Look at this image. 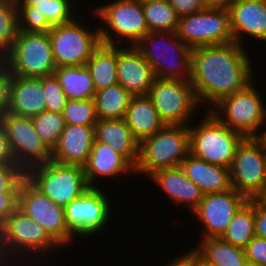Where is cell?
Returning a JSON list of instances; mask_svg holds the SVG:
<instances>
[{
	"instance_id": "obj_54",
	"label": "cell",
	"mask_w": 266,
	"mask_h": 266,
	"mask_svg": "<svg viewBox=\"0 0 266 266\" xmlns=\"http://www.w3.org/2000/svg\"><path fill=\"white\" fill-rule=\"evenodd\" d=\"M141 3L150 2V1H167V0H138Z\"/></svg>"
},
{
	"instance_id": "obj_38",
	"label": "cell",
	"mask_w": 266,
	"mask_h": 266,
	"mask_svg": "<svg viewBox=\"0 0 266 266\" xmlns=\"http://www.w3.org/2000/svg\"><path fill=\"white\" fill-rule=\"evenodd\" d=\"M46 111L63 113L68 102L56 76L42 77Z\"/></svg>"
},
{
	"instance_id": "obj_40",
	"label": "cell",
	"mask_w": 266,
	"mask_h": 266,
	"mask_svg": "<svg viewBox=\"0 0 266 266\" xmlns=\"http://www.w3.org/2000/svg\"><path fill=\"white\" fill-rule=\"evenodd\" d=\"M244 249L248 265L266 266V239L254 236Z\"/></svg>"
},
{
	"instance_id": "obj_43",
	"label": "cell",
	"mask_w": 266,
	"mask_h": 266,
	"mask_svg": "<svg viewBox=\"0 0 266 266\" xmlns=\"http://www.w3.org/2000/svg\"><path fill=\"white\" fill-rule=\"evenodd\" d=\"M10 73L3 66L0 69V120L8 113Z\"/></svg>"
},
{
	"instance_id": "obj_5",
	"label": "cell",
	"mask_w": 266,
	"mask_h": 266,
	"mask_svg": "<svg viewBox=\"0 0 266 266\" xmlns=\"http://www.w3.org/2000/svg\"><path fill=\"white\" fill-rule=\"evenodd\" d=\"M189 154L188 126L165 125L140 142L135 174L148 176L158 169L178 167Z\"/></svg>"
},
{
	"instance_id": "obj_39",
	"label": "cell",
	"mask_w": 266,
	"mask_h": 266,
	"mask_svg": "<svg viewBox=\"0 0 266 266\" xmlns=\"http://www.w3.org/2000/svg\"><path fill=\"white\" fill-rule=\"evenodd\" d=\"M26 172L18 165H0V189H19Z\"/></svg>"
},
{
	"instance_id": "obj_34",
	"label": "cell",
	"mask_w": 266,
	"mask_h": 266,
	"mask_svg": "<svg viewBox=\"0 0 266 266\" xmlns=\"http://www.w3.org/2000/svg\"><path fill=\"white\" fill-rule=\"evenodd\" d=\"M31 119L37 134L52 150L57 145L65 127L63 115L45 110Z\"/></svg>"
},
{
	"instance_id": "obj_33",
	"label": "cell",
	"mask_w": 266,
	"mask_h": 266,
	"mask_svg": "<svg viewBox=\"0 0 266 266\" xmlns=\"http://www.w3.org/2000/svg\"><path fill=\"white\" fill-rule=\"evenodd\" d=\"M74 2V0H25L16 6H33L34 11L43 13L54 26L69 23L80 15Z\"/></svg>"
},
{
	"instance_id": "obj_15",
	"label": "cell",
	"mask_w": 266,
	"mask_h": 266,
	"mask_svg": "<svg viewBox=\"0 0 266 266\" xmlns=\"http://www.w3.org/2000/svg\"><path fill=\"white\" fill-rule=\"evenodd\" d=\"M0 124L6 131L16 164L25 172L52 160V150L37 134L30 117L7 113Z\"/></svg>"
},
{
	"instance_id": "obj_28",
	"label": "cell",
	"mask_w": 266,
	"mask_h": 266,
	"mask_svg": "<svg viewBox=\"0 0 266 266\" xmlns=\"http://www.w3.org/2000/svg\"><path fill=\"white\" fill-rule=\"evenodd\" d=\"M54 75L68 100H87L95 97L92 77L85 65L56 67Z\"/></svg>"
},
{
	"instance_id": "obj_47",
	"label": "cell",
	"mask_w": 266,
	"mask_h": 266,
	"mask_svg": "<svg viewBox=\"0 0 266 266\" xmlns=\"http://www.w3.org/2000/svg\"><path fill=\"white\" fill-rule=\"evenodd\" d=\"M237 0H204L206 8L228 10Z\"/></svg>"
},
{
	"instance_id": "obj_31",
	"label": "cell",
	"mask_w": 266,
	"mask_h": 266,
	"mask_svg": "<svg viewBox=\"0 0 266 266\" xmlns=\"http://www.w3.org/2000/svg\"><path fill=\"white\" fill-rule=\"evenodd\" d=\"M254 236V199H249L234 215L221 238L234 246L245 248Z\"/></svg>"
},
{
	"instance_id": "obj_17",
	"label": "cell",
	"mask_w": 266,
	"mask_h": 266,
	"mask_svg": "<svg viewBox=\"0 0 266 266\" xmlns=\"http://www.w3.org/2000/svg\"><path fill=\"white\" fill-rule=\"evenodd\" d=\"M249 199L233 188L220 193L204 194L192 211L203 230L201 238H219L227 230L234 215Z\"/></svg>"
},
{
	"instance_id": "obj_23",
	"label": "cell",
	"mask_w": 266,
	"mask_h": 266,
	"mask_svg": "<svg viewBox=\"0 0 266 266\" xmlns=\"http://www.w3.org/2000/svg\"><path fill=\"white\" fill-rule=\"evenodd\" d=\"M42 78H25L10 74L8 113L34 117L46 110Z\"/></svg>"
},
{
	"instance_id": "obj_14",
	"label": "cell",
	"mask_w": 266,
	"mask_h": 266,
	"mask_svg": "<svg viewBox=\"0 0 266 266\" xmlns=\"http://www.w3.org/2000/svg\"><path fill=\"white\" fill-rule=\"evenodd\" d=\"M176 35L191 49L234 42L228 10L204 8L179 19Z\"/></svg>"
},
{
	"instance_id": "obj_18",
	"label": "cell",
	"mask_w": 266,
	"mask_h": 266,
	"mask_svg": "<svg viewBox=\"0 0 266 266\" xmlns=\"http://www.w3.org/2000/svg\"><path fill=\"white\" fill-rule=\"evenodd\" d=\"M155 80L150 64L135 46H117V83L132 96H146Z\"/></svg>"
},
{
	"instance_id": "obj_48",
	"label": "cell",
	"mask_w": 266,
	"mask_h": 266,
	"mask_svg": "<svg viewBox=\"0 0 266 266\" xmlns=\"http://www.w3.org/2000/svg\"><path fill=\"white\" fill-rule=\"evenodd\" d=\"M192 266H215L207 263L203 258H201L196 251L192 248Z\"/></svg>"
},
{
	"instance_id": "obj_37",
	"label": "cell",
	"mask_w": 266,
	"mask_h": 266,
	"mask_svg": "<svg viewBox=\"0 0 266 266\" xmlns=\"http://www.w3.org/2000/svg\"><path fill=\"white\" fill-rule=\"evenodd\" d=\"M17 12L20 31L46 33L53 27L43 13L34 11L33 6H17Z\"/></svg>"
},
{
	"instance_id": "obj_52",
	"label": "cell",
	"mask_w": 266,
	"mask_h": 266,
	"mask_svg": "<svg viewBox=\"0 0 266 266\" xmlns=\"http://www.w3.org/2000/svg\"><path fill=\"white\" fill-rule=\"evenodd\" d=\"M6 261L7 259L5 258L1 248V236H0V266H2Z\"/></svg>"
},
{
	"instance_id": "obj_30",
	"label": "cell",
	"mask_w": 266,
	"mask_h": 266,
	"mask_svg": "<svg viewBox=\"0 0 266 266\" xmlns=\"http://www.w3.org/2000/svg\"><path fill=\"white\" fill-rule=\"evenodd\" d=\"M132 95L118 83L96 91L93 98L98 120L125 117Z\"/></svg>"
},
{
	"instance_id": "obj_41",
	"label": "cell",
	"mask_w": 266,
	"mask_h": 266,
	"mask_svg": "<svg viewBox=\"0 0 266 266\" xmlns=\"http://www.w3.org/2000/svg\"><path fill=\"white\" fill-rule=\"evenodd\" d=\"M19 189H0V226L18 208Z\"/></svg>"
},
{
	"instance_id": "obj_21",
	"label": "cell",
	"mask_w": 266,
	"mask_h": 266,
	"mask_svg": "<svg viewBox=\"0 0 266 266\" xmlns=\"http://www.w3.org/2000/svg\"><path fill=\"white\" fill-rule=\"evenodd\" d=\"M94 127L65 124L57 145L52 149V160L60 164L84 166L95 140Z\"/></svg>"
},
{
	"instance_id": "obj_20",
	"label": "cell",
	"mask_w": 266,
	"mask_h": 266,
	"mask_svg": "<svg viewBox=\"0 0 266 266\" xmlns=\"http://www.w3.org/2000/svg\"><path fill=\"white\" fill-rule=\"evenodd\" d=\"M148 179L153 181L158 188L165 193L166 197L174 205L187 206L192 212L203 199V191L189 179L183 169L178 167L162 168L149 174Z\"/></svg>"
},
{
	"instance_id": "obj_22",
	"label": "cell",
	"mask_w": 266,
	"mask_h": 266,
	"mask_svg": "<svg viewBox=\"0 0 266 266\" xmlns=\"http://www.w3.org/2000/svg\"><path fill=\"white\" fill-rule=\"evenodd\" d=\"M84 170L90 187H98V179L100 182L103 181V178L110 179L130 173L135 175V168L122 155L115 152L109 145L96 139L92 145L88 161L84 165Z\"/></svg>"
},
{
	"instance_id": "obj_2",
	"label": "cell",
	"mask_w": 266,
	"mask_h": 266,
	"mask_svg": "<svg viewBox=\"0 0 266 266\" xmlns=\"http://www.w3.org/2000/svg\"><path fill=\"white\" fill-rule=\"evenodd\" d=\"M0 236L2 252L7 261H37L41 255L49 257V252L54 253L62 248L42 225L19 208L0 226Z\"/></svg>"
},
{
	"instance_id": "obj_50",
	"label": "cell",
	"mask_w": 266,
	"mask_h": 266,
	"mask_svg": "<svg viewBox=\"0 0 266 266\" xmlns=\"http://www.w3.org/2000/svg\"><path fill=\"white\" fill-rule=\"evenodd\" d=\"M254 199L266 209V186Z\"/></svg>"
},
{
	"instance_id": "obj_53",
	"label": "cell",
	"mask_w": 266,
	"mask_h": 266,
	"mask_svg": "<svg viewBox=\"0 0 266 266\" xmlns=\"http://www.w3.org/2000/svg\"><path fill=\"white\" fill-rule=\"evenodd\" d=\"M8 1H10L11 3L17 5L18 3L24 2L25 0H8Z\"/></svg>"
},
{
	"instance_id": "obj_1",
	"label": "cell",
	"mask_w": 266,
	"mask_h": 266,
	"mask_svg": "<svg viewBox=\"0 0 266 266\" xmlns=\"http://www.w3.org/2000/svg\"><path fill=\"white\" fill-rule=\"evenodd\" d=\"M245 48L230 42L192 49L190 82L199 105H207L204 111L256 79V68Z\"/></svg>"
},
{
	"instance_id": "obj_12",
	"label": "cell",
	"mask_w": 266,
	"mask_h": 266,
	"mask_svg": "<svg viewBox=\"0 0 266 266\" xmlns=\"http://www.w3.org/2000/svg\"><path fill=\"white\" fill-rule=\"evenodd\" d=\"M89 187L80 197L73 199L64 207L65 222L72 236L89 238L107 227L113 214L110 197L106 190ZM111 214V215H110ZM106 225V226H105Z\"/></svg>"
},
{
	"instance_id": "obj_27",
	"label": "cell",
	"mask_w": 266,
	"mask_h": 266,
	"mask_svg": "<svg viewBox=\"0 0 266 266\" xmlns=\"http://www.w3.org/2000/svg\"><path fill=\"white\" fill-rule=\"evenodd\" d=\"M193 249L207 263L215 266H248L245 249L234 246L221 237L201 238Z\"/></svg>"
},
{
	"instance_id": "obj_3",
	"label": "cell",
	"mask_w": 266,
	"mask_h": 266,
	"mask_svg": "<svg viewBox=\"0 0 266 266\" xmlns=\"http://www.w3.org/2000/svg\"><path fill=\"white\" fill-rule=\"evenodd\" d=\"M135 47L153 69L155 78L191 79V53L175 32H148Z\"/></svg>"
},
{
	"instance_id": "obj_9",
	"label": "cell",
	"mask_w": 266,
	"mask_h": 266,
	"mask_svg": "<svg viewBox=\"0 0 266 266\" xmlns=\"http://www.w3.org/2000/svg\"><path fill=\"white\" fill-rule=\"evenodd\" d=\"M26 179L63 208L90 187L84 166L60 164L53 160L30 168L26 172Z\"/></svg>"
},
{
	"instance_id": "obj_55",
	"label": "cell",
	"mask_w": 266,
	"mask_h": 266,
	"mask_svg": "<svg viewBox=\"0 0 266 266\" xmlns=\"http://www.w3.org/2000/svg\"><path fill=\"white\" fill-rule=\"evenodd\" d=\"M4 66L3 56L0 54V69Z\"/></svg>"
},
{
	"instance_id": "obj_25",
	"label": "cell",
	"mask_w": 266,
	"mask_h": 266,
	"mask_svg": "<svg viewBox=\"0 0 266 266\" xmlns=\"http://www.w3.org/2000/svg\"><path fill=\"white\" fill-rule=\"evenodd\" d=\"M180 167L204 194L225 192L232 188L229 168L208 163L191 153Z\"/></svg>"
},
{
	"instance_id": "obj_13",
	"label": "cell",
	"mask_w": 266,
	"mask_h": 266,
	"mask_svg": "<svg viewBox=\"0 0 266 266\" xmlns=\"http://www.w3.org/2000/svg\"><path fill=\"white\" fill-rule=\"evenodd\" d=\"M232 188L254 199L266 186V148L257 137H246L237 145L231 164Z\"/></svg>"
},
{
	"instance_id": "obj_4",
	"label": "cell",
	"mask_w": 266,
	"mask_h": 266,
	"mask_svg": "<svg viewBox=\"0 0 266 266\" xmlns=\"http://www.w3.org/2000/svg\"><path fill=\"white\" fill-rule=\"evenodd\" d=\"M94 8L90 13L104 22L99 24L102 44L135 46L149 32L138 0H115Z\"/></svg>"
},
{
	"instance_id": "obj_8",
	"label": "cell",
	"mask_w": 266,
	"mask_h": 266,
	"mask_svg": "<svg viewBox=\"0 0 266 266\" xmlns=\"http://www.w3.org/2000/svg\"><path fill=\"white\" fill-rule=\"evenodd\" d=\"M3 63L14 76L42 78L53 75L57 66L48 32L19 30L11 49L3 56Z\"/></svg>"
},
{
	"instance_id": "obj_44",
	"label": "cell",
	"mask_w": 266,
	"mask_h": 266,
	"mask_svg": "<svg viewBox=\"0 0 266 266\" xmlns=\"http://www.w3.org/2000/svg\"><path fill=\"white\" fill-rule=\"evenodd\" d=\"M0 165H17L5 129L0 124Z\"/></svg>"
},
{
	"instance_id": "obj_49",
	"label": "cell",
	"mask_w": 266,
	"mask_h": 266,
	"mask_svg": "<svg viewBox=\"0 0 266 266\" xmlns=\"http://www.w3.org/2000/svg\"><path fill=\"white\" fill-rule=\"evenodd\" d=\"M36 262V263H35ZM35 262H33V261H6L2 266H23L24 264L26 265V266H31V264L33 263V265H35L36 264V266L38 265V263H37V261H35ZM24 263V264H23ZM27 263V264H26ZM24 265V266H25Z\"/></svg>"
},
{
	"instance_id": "obj_51",
	"label": "cell",
	"mask_w": 266,
	"mask_h": 266,
	"mask_svg": "<svg viewBox=\"0 0 266 266\" xmlns=\"http://www.w3.org/2000/svg\"><path fill=\"white\" fill-rule=\"evenodd\" d=\"M263 127L264 129H262L261 134L257 138L262 142L263 146L266 148V120Z\"/></svg>"
},
{
	"instance_id": "obj_24",
	"label": "cell",
	"mask_w": 266,
	"mask_h": 266,
	"mask_svg": "<svg viewBox=\"0 0 266 266\" xmlns=\"http://www.w3.org/2000/svg\"><path fill=\"white\" fill-rule=\"evenodd\" d=\"M95 139L109 145L122 155L134 168L139 160L140 142L122 119H102L95 124Z\"/></svg>"
},
{
	"instance_id": "obj_36",
	"label": "cell",
	"mask_w": 266,
	"mask_h": 266,
	"mask_svg": "<svg viewBox=\"0 0 266 266\" xmlns=\"http://www.w3.org/2000/svg\"><path fill=\"white\" fill-rule=\"evenodd\" d=\"M62 115L65 124L95 126L98 121L93 99L68 100Z\"/></svg>"
},
{
	"instance_id": "obj_6",
	"label": "cell",
	"mask_w": 266,
	"mask_h": 266,
	"mask_svg": "<svg viewBox=\"0 0 266 266\" xmlns=\"http://www.w3.org/2000/svg\"><path fill=\"white\" fill-rule=\"evenodd\" d=\"M255 80L245 88L222 98L209 111L231 130L244 138L258 137L266 120V104L255 89Z\"/></svg>"
},
{
	"instance_id": "obj_19",
	"label": "cell",
	"mask_w": 266,
	"mask_h": 266,
	"mask_svg": "<svg viewBox=\"0 0 266 266\" xmlns=\"http://www.w3.org/2000/svg\"><path fill=\"white\" fill-rule=\"evenodd\" d=\"M228 12L234 42L245 46L246 36L266 42V0H237Z\"/></svg>"
},
{
	"instance_id": "obj_7",
	"label": "cell",
	"mask_w": 266,
	"mask_h": 266,
	"mask_svg": "<svg viewBox=\"0 0 266 266\" xmlns=\"http://www.w3.org/2000/svg\"><path fill=\"white\" fill-rule=\"evenodd\" d=\"M201 121L188 125L190 153L208 163L230 168L237 145L244 138L240 133L222 124L210 111Z\"/></svg>"
},
{
	"instance_id": "obj_32",
	"label": "cell",
	"mask_w": 266,
	"mask_h": 266,
	"mask_svg": "<svg viewBox=\"0 0 266 266\" xmlns=\"http://www.w3.org/2000/svg\"><path fill=\"white\" fill-rule=\"evenodd\" d=\"M149 32H176L179 17L168 1L142 3Z\"/></svg>"
},
{
	"instance_id": "obj_10",
	"label": "cell",
	"mask_w": 266,
	"mask_h": 266,
	"mask_svg": "<svg viewBox=\"0 0 266 266\" xmlns=\"http://www.w3.org/2000/svg\"><path fill=\"white\" fill-rule=\"evenodd\" d=\"M80 18L77 16L69 23L54 25L48 31L57 67L84 66L101 45L99 25L89 28Z\"/></svg>"
},
{
	"instance_id": "obj_35",
	"label": "cell",
	"mask_w": 266,
	"mask_h": 266,
	"mask_svg": "<svg viewBox=\"0 0 266 266\" xmlns=\"http://www.w3.org/2000/svg\"><path fill=\"white\" fill-rule=\"evenodd\" d=\"M18 31L17 6L8 0H0V54L2 56L11 49Z\"/></svg>"
},
{
	"instance_id": "obj_16",
	"label": "cell",
	"mask_w": 266,
	"mask_h": 266,
	"mask_svg": "<svg viewBox=\"0 0 266 266\" xmlns=\"http://www.w3.org/2000/svg\"><path fill=\"white\" fill-rule=\"evenodd\" d=\"M18 208L42 225L62 248L76 241L66 225L64 208L42 194L27 179L18 191Z\"/></svg>"
},
{
	"instance_id": "obj_26",
	"label": "cell",
	"mask_w": 266,
	"mask_h": 266,
	"mask_svg": "<svg viewBox=\"0 0 266 266\" xmlns=\"http://www.w3.org/2000/svg\"><path fill=\"white\" fill-rule=\"evenodd\" d=\"M124 120L139 142L166 125L147 95L132 96Z\"/></svg>"
},
{
	"instance_id": "obj_45",
	"label": "cell",
	"mask_w": 266,
	"mask_h": 266,
	"mask_svg": "<svg viewBox=\"0 0 266 266\" xmlns=\"http://www.w3.org/2000/svg\"><path fill=\"white\" fill-rule=\"evenodd\" d=\"M255 236L266 239V209L254 199Z\"/></svg>"
},
{
	"instance_id": "obj_11",
	"label": "cell",
	"mask_w": 266,
	"mask_h": 266,
	"mask_svg": "<svg viewBox=\"0 0 266 266\" xmlns=\"http://www.w3.org/2000/svg\"><path fill=\"white\" fill-rule=\"evenodd\" d=\"M147 96L166 125L188 126L200 107L190 81L155 78Z\"/></svg>"
},
{
	"instance_id": "obj_29",
	"label": "cell",
	"mask_w": 266,
	"mask_h": 266,
	"mask_svg": "<svg viewBox=\"0 0 266 266\" xmlns=\"http://www.w3.org/2000/svg\"><path fill=\"white\" fill-rule=\"evenodd\" d=\"M95 90L117 84V46L102 44L87 60Z\"/></svg>"
},
{
	"instance_id": "obj_42",
	"label": "cell",
	"mask_w": 266,
	"mask_h": 266,
	"mask_svg": "<svg viewBox=\"0 0 266 266\" xmlns=\"http://www.w3.org/2000/svg\"><path fill=\"white\" fill-rule=\"evenodd\" d=\"M179 18L190 16L206 8L204 0H167Z\"/></svg>"
},
{
	"instance_id": "obj_46",
	"label": "cell",
	"mask_w": 266,
	"mask_h": 266,
	"mask_svg": "<svg viewBox=\"0 0 266 266\" xmlns=\"http://www.w3.org/2000/svg\"><path fill=\"white\" fill-rule=\"evenodd\" d=\"M169 262V263H168ZM166 262V266H192V249L182 252L179 256H175L170 261Z\"/></svg>"
}]
</instances>
